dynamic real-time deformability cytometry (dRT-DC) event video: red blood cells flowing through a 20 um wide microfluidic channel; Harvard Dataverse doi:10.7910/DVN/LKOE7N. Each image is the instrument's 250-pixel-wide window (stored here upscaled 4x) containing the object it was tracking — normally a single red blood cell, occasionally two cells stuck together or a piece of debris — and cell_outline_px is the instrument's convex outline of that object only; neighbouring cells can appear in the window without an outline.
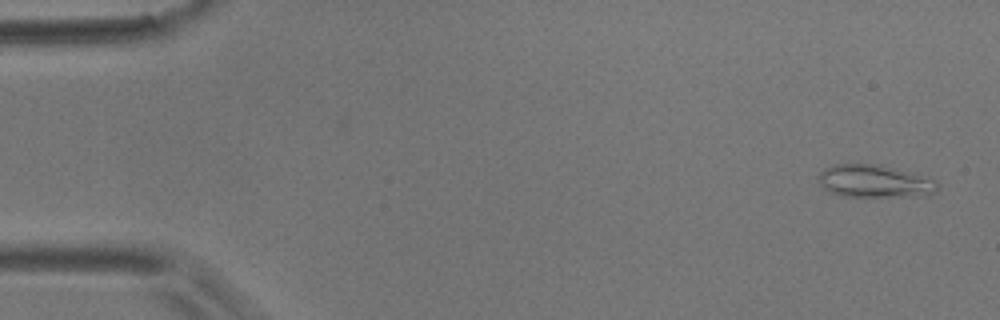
{"species": "common noctule bat (a hibernating species)", "species_latin": "Nyctalus noctula", "temperature_condition": "room temperature", "stored_images_in_passage": 4, "camera_frame_rate_fps": 3000, "um_per_image_px": 0.085, "animal": {"sex": "male", "body_mass_g": 17.9}, "frame": {"image": 1, "passage_image": 1, "time_ms": 0.0, "image_size_px": [1000, 320], "cell_outline_px": [[940, 184], [936, 192], [928, 196], [840, 196], [824, 188], [820, 184], [816, 176], [820, 172], [836, 164], [880, 164], [912, 172], [932, 180]], "centroid_in_image_um": [74.36, 15.41], "position_along_channel_um": 10.6, "area_um2": 22.66}}